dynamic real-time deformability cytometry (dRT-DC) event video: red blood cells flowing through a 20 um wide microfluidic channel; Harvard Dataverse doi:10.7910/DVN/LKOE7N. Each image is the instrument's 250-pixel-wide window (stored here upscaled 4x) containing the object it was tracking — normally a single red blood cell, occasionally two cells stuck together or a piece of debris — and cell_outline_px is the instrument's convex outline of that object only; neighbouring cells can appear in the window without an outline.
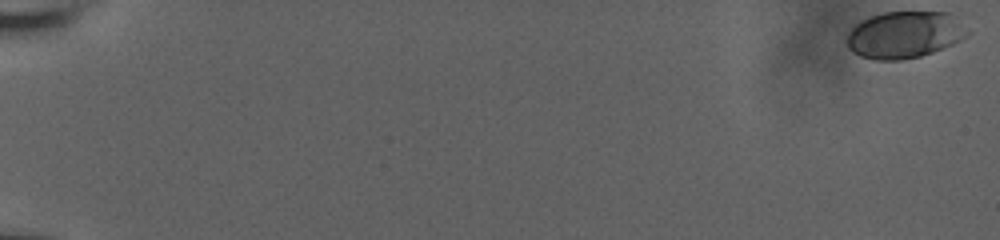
{"species": "human", "species_latin": "Homo sapiens", "temperature_condition": "room temperature", "stored_images_in_passage": 51, "camera_frame_rate_fps": 3000, "um_per_image_px": 0.085, "donor": {"sex": "male"}, "frame": {"image": 1, "passage_image": 1, "time_ms": 0.0, "image_size_px": [1000, 240], "cell_outline_px": [[972, 32], [960, 40], [952, 44], [932, 52], [920, 56], [900, 60], [872, 60], [860, 56], [852, 52], [848, 48], [848, 32], [856, 24], [872, 16], [884, 12], [948, 12], [956, 16]], "centroid_in_image_um": [76.92, 2.95], "position_along_channel_um": 8.1, "area_um2": 33.0}}